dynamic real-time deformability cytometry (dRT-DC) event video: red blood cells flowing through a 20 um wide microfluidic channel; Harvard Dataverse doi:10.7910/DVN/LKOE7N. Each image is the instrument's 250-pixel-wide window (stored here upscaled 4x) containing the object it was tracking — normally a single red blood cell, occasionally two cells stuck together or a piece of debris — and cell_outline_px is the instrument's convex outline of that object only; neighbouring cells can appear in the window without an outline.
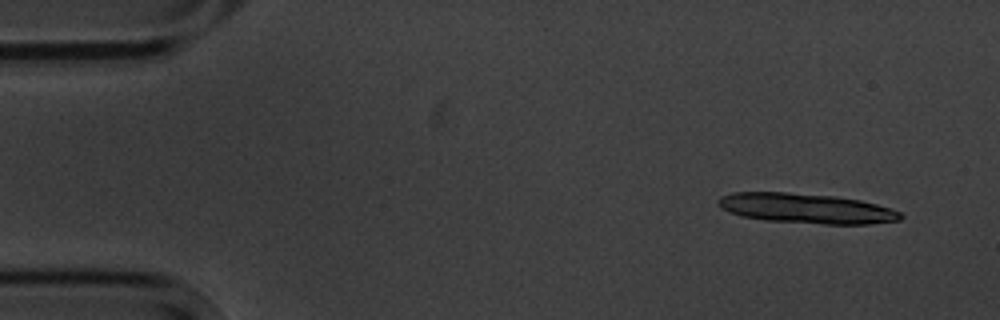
{"species": "common noctule bat (a hibernating species)", "species_latin": "Nyctalus noctula", "temperature_condition": "cold", "stored_images_in_passage": 6, "camera_frame_rate_fps": 3000, "um_per_image_px": 0.085, "animal": {"sex": "male", "body_mass_g": 20.1, "forearm_length_mm": 53.5}, "frame": {"image": 1, "passage_image": 1, "time_ms": 0.0, "image_size_px": [1000, 320], "cell_outline_px": [[904, 216], [900, 220], [868, 224], [824, 224], [764, 220], [740, 216], [720, 208], [716, 204], [716, 200], [720, 196], [732, 192], [788, 192], [836, 196], [860, 200], [892, 208], [900, 212]], "centroid_in_image_um": [68.5, 17.71], "position_along_channel_um": 16.5, "area_um2": 32.14}}
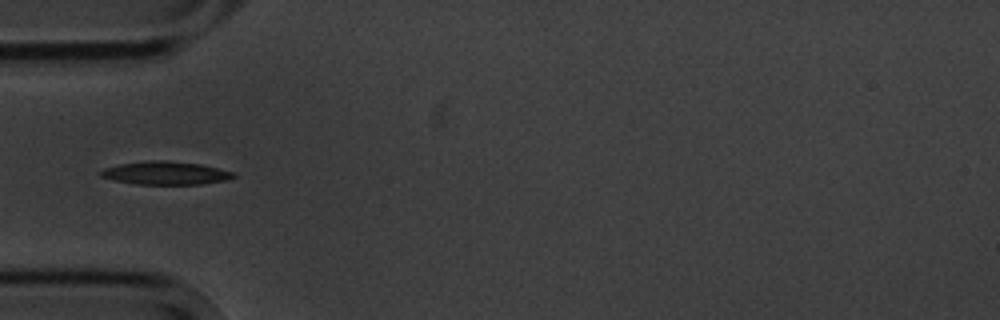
{"frame": {"image": 2, "passage_image": 5, "time_ms": 4.667, "image_size_px": [1000, 320], "cell_outline_px": [[236, 176], [224, 180], [200, 184], [136, 184], [112, 180], [100, 176], [96, 172], [104, 168], [120, 164], [152, 160], [168, 160], [200, 164], [236, 172]], "centroid_in_image_um": [14.03, 14.7], "position_along_channel_um": 71.0, "area_um2": 17.98}}
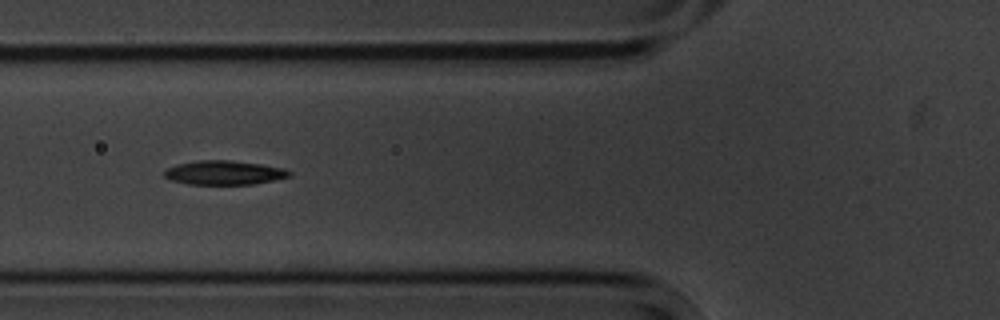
{"frame": {"image": 3, "passage_image": 6, "time_ms": 5.667, "image_size_px": [1000, 320], "cell_outline_px": [[292, 176], [252, 184], [188, 184], [168, 180], [164, 176], [164, 172], [168, 168], [176, 164], [200, 160], [228, 160], [260, 164], [284, 168], [292, 172]], "centroid_in_image_um": [19.03, 14.68], "position_along_channel_um": 106.8, "area_um2": 17.51}}